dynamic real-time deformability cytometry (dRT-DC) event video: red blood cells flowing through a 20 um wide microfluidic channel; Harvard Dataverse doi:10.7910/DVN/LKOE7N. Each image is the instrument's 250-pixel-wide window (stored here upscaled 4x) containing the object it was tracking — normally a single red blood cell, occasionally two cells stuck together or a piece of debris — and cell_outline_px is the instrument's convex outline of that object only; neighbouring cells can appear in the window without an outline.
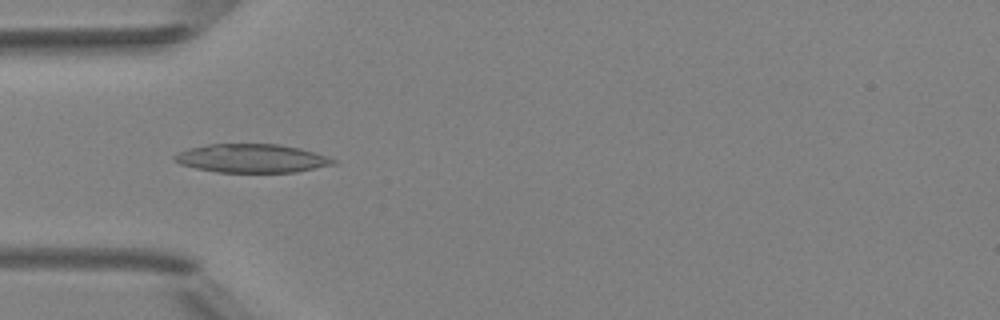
{"species": "Egyptian fruit bat (a non-hibernating species)", "species_latin": "Rousettus aegyptiacus", "temperature_condition": "room temperature", "stored_images_in_passage": 39, "camera_frame_rate_fps": 3000, "um_per_image_px": 0.085, "animal": {"sex": "female"}, "frame": {"image": 1, "passage_image": 9, "time_ms": 2.667, "image_size_px": [1000, 320], "cell_outline_px": [[336, 164], [296, 172], [216, 172], [196, 168], [180, 164], [172, 160], [172, 156], [176, 152], [188, 148], [208, 144], [276, 144], [300, 148], [336, 160]], "centroid_in_image_um": [21.32, 13.46], "position_along_channel_um": 63.7, "area_um2": 26.41}}
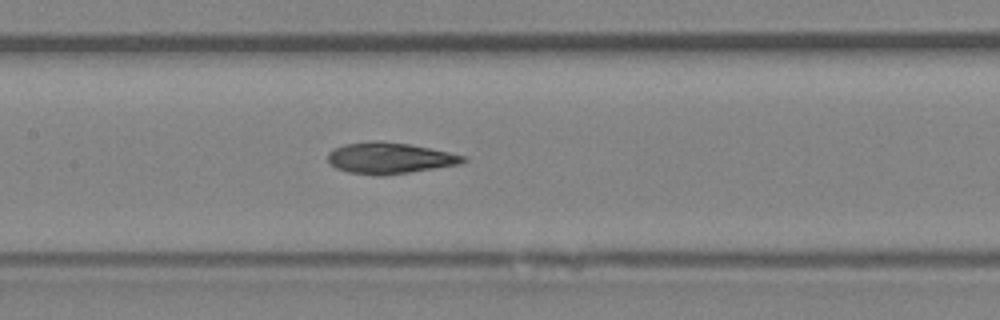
{"frame": {"image": 2, "passage_image": 17, "time_ms": 5.333, "image_size_px": [1000, 320], "cell_outline_px": [[468, 160], [460, 164], [384, 176], [376, 176], [348, 172], [336, 168], [328, 160], [328, 152], [332, 148], [344, 144], [372, 140], [408, 144], [468, 156]], "centroid_in_image_um": [33.1, 13.44], "position_along_channel_um": 174.3, "area_um2": 24.62}}
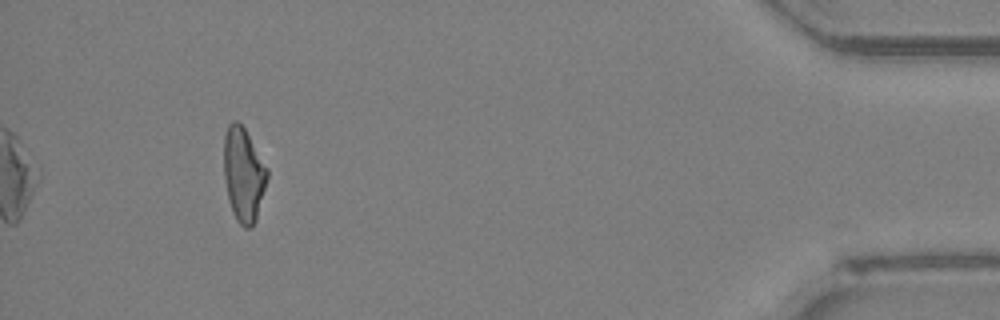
{"frame": {"image": 3, "passage_image": 39, "time_ms": 12.667, "image_size_px": [1000, 320], "cell_outline_px": [[268, 176], [256, 220], [252, 228], [244, 228], [236, 220], [232, 212], [228, 200], [224, 180], [224, 136], [228, 124], [232, 120], [236, 120], [244, 128], [268, 168]], "centroid_in_image_um": [20.69, 14.85], "position_along_channel_um": 414.5, "area_um2": 23.87}, "authors_computed_cell_mechanics": {"area_um2": 24.3916, "velocity_mm_per_s": 4.2125, "shape_relaxation_time_tau1_ms": null, "shape_relaxation_time_tau2_ms": 4.2587, "deformation_change_tau1": null, "deformation_change_tau2": 0.1263}}